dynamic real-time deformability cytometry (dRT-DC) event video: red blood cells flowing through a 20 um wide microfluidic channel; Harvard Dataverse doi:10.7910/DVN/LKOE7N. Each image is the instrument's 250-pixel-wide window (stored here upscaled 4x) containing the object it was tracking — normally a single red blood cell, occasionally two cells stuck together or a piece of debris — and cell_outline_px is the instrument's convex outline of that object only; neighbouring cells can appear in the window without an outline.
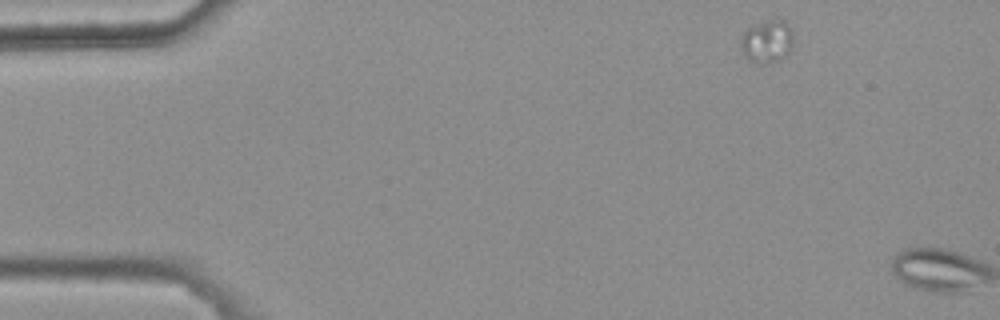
{"species": "common noctule bat (a hibernating species)", "species_latin": "Nyctalus noctula", "temperature_condition": "warm", "stored_images_in_passage": 2, "segment_of_instrument_passage": [1, 2], "camera_frame_rate_fps": 3000, "um_per_image_px": 0.085, "animal": {"sex": "female", "body_mass_g": 25.1}, "frame": {"image": 1, "passage_image": 1, "time_ms": 0.0, "image_size_px": [1000, 320], "cell_outline_px": [[792, 52], [780, 60], [768, 64], [756, 64], [748, 60], [744, 56], [740, 48], [740, 36], [748, 28], [768, 20], [784, 20], [788, 24], [792, 32]], "centroid_in_image_um": [65.19, 3.57], "position_along_channel_um": 19.8, "area_um2": 13.47}}